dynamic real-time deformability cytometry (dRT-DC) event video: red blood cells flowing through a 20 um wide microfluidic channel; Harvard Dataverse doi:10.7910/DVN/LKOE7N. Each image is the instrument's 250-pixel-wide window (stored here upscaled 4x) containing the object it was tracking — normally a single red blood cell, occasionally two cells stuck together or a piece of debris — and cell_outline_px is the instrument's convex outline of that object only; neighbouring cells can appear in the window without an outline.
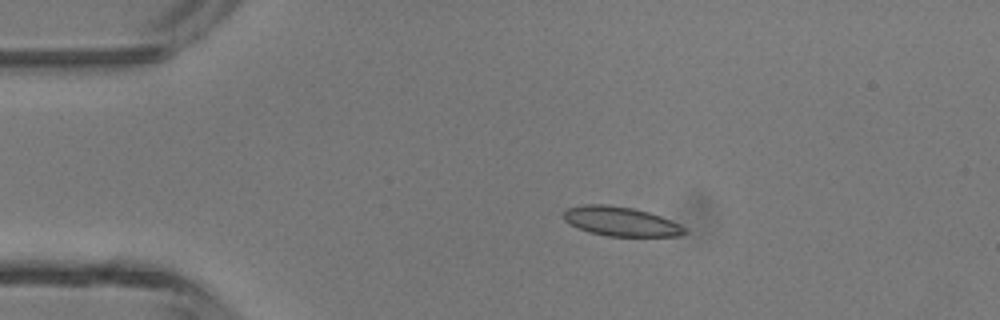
{"species": "common noctule bat (a hibernating species)", "species_latin": "Nyctalus noctula", "temperature_condition": "room temperature", "stored_images_in_passage": 3, "camera_frame_rate_fps": 3000, "um_per_image_px": 0.085, "animal": {"sex": "male", "body_mass_g": 13.3}, "frame": {"image": 1, "passage_image": 2, "time_ms": 0.333, "image_size_px": [1000, 320], "cell_outline_px": [[688, 232], [680, 236], [608, 236], [588, 232], [568, 224], [564, 220], [564, 212], [568, 208], [584, 204], [608, 204], [632, 208], [648, 212], [660, 216], [684, 228]], "centroid_in_image_um": [52.71, 18.82], "position_along_channel_um": 32.3, "area_um2": 20.52}}